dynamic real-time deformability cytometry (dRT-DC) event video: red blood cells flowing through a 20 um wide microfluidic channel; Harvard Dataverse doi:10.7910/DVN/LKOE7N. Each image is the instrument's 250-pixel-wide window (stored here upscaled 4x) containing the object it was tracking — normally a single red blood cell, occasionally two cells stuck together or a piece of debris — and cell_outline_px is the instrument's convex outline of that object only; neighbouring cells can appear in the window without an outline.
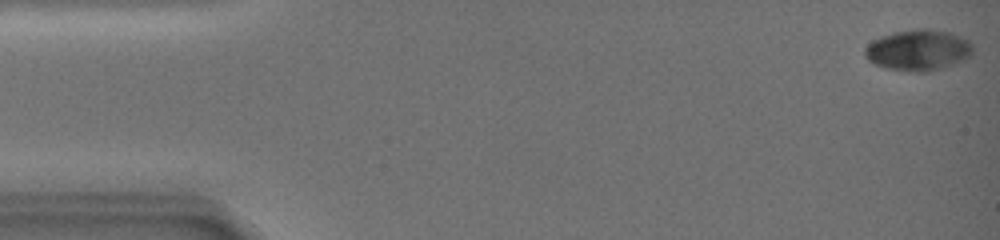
{"species": "common noctule bat (a hibernating species)", "species_latin": "Nyctalus noctula", "temperature_condition": "warm", "stored_images_in_passage": 49, "camera_frame_rate_fps": 3000, "um_per_image_px": 0.085, "animal": {"sex": "female", "body_mass_g": 19.0, "forearm_length_mm": 51.5}, "frame": {"image": 1, "passage_image": 1, "time_ms": 0.0, "image_size_px": [1000, 240], "cell_outline_px": [[972, 56], [956, 64], [928, 72], [912, 72], [888, 68], [876, 64], [868, 60], [864, 56], [864, 48], [872, 40], [880, 36], [892, 32], [920, 28], [928, 28], [952, 32], [968, 40], [972, 44]], "centroid_in_image_um": [78.07, 4.25], "position_along_channel_um": 6.9, "area_um2": 26.18}}
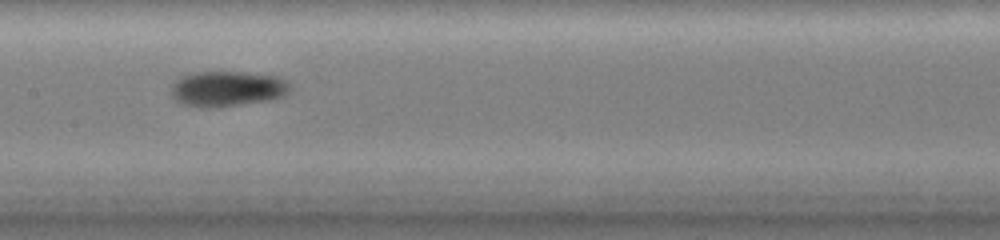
{"frame": {"image": 2, "passage_image": 25, "time_ms": 11.0, "image_size_px": [1000, 240], "cell_outline_px": [[292, 88], [284, 96], [272, 100], [220, 108], [200, 108], [180, 104], [172, 96], [172, 84], [180, 76], [196, 72], [248, 72], [280, 76]], "centroid_in_image_um": [19.33, 7.56], "position_along_channel_um": 188.1, "area_um2": 25.14}}
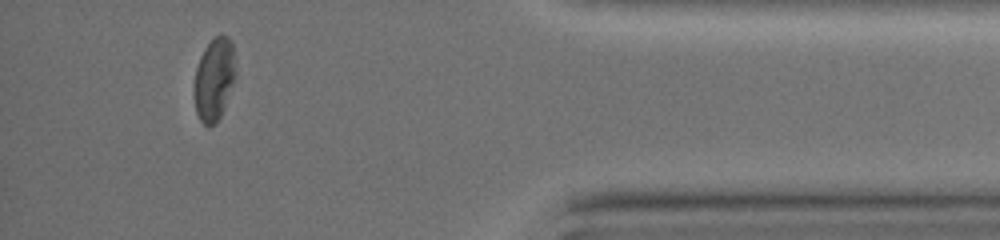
{"frame": {"image": 3, "passage_image": 45, "time_ms": 19.667, "image_size_px": [1000, 240], "cell_outline_px": [[236, 76], [224, 108], [216, 124], [208, 128], [200, 120], [196, 112], [196, 68], [200, 56], [204, 48], [216, 36], [228, 36], [232, 40], [236, 72]], "centroid_in_image_um": [18.24, 6.74], "position_along_channel_um": 417.0, "area_um2": 19.71}, "authors_computed_cell_mechanics": {"area_um2": 24.7384, "velocity_mm_per_s": 2.97, "shape_relaxation_time_tau1_ms": 4.1566, "shape_relaxation_time_tau2_ms": 3.7809, "deformation_change_tau1": 0.0818, "deformation_change_tau2": 0.0794}}